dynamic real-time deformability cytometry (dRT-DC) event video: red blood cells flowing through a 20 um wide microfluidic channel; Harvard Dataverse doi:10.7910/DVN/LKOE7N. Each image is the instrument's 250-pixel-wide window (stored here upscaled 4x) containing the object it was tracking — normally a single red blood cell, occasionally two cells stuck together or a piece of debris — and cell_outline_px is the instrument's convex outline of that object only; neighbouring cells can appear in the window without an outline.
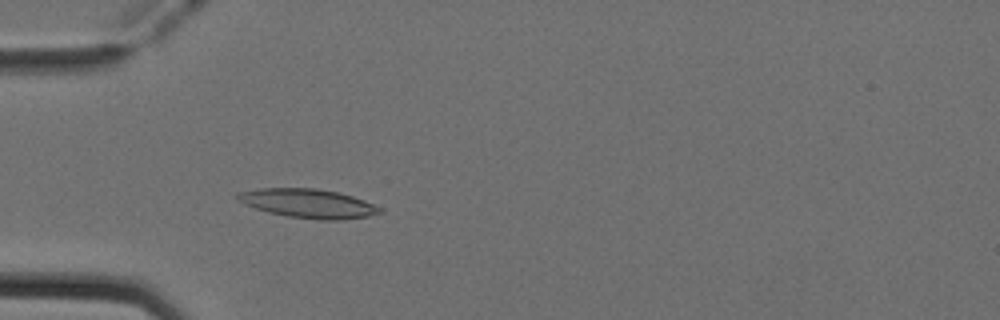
{"species": "Egyptian fruit bat (a non-hibernating species)", "species_latin": "Rousettus aegyptiacus", "temperature_condition": "cold", "stored_images_in_passage": 50, "camera_frame_rate_fps": 3000, "um_per_image_px": 0.085, "animal": {"sex": "female"}, "frame": {"image": 1, "passage_image": 14, "time_ms": 4.333, "image_size_px": [1000, 320], "cell_outline_px": [[384, 212], [368, 216], [340, 220], [320, 220], [288, 216], [268, 212], [244, 204], [236, 200], [232, 196], [236, 192], [260, 188], [316, 188], [336, 192], [352, 196], [364, 200], [384, 208]], "centroid_in_image_um": [26.17, 17.29], "position_along_channel_um": 58.8, "area_um2": 24.28}}
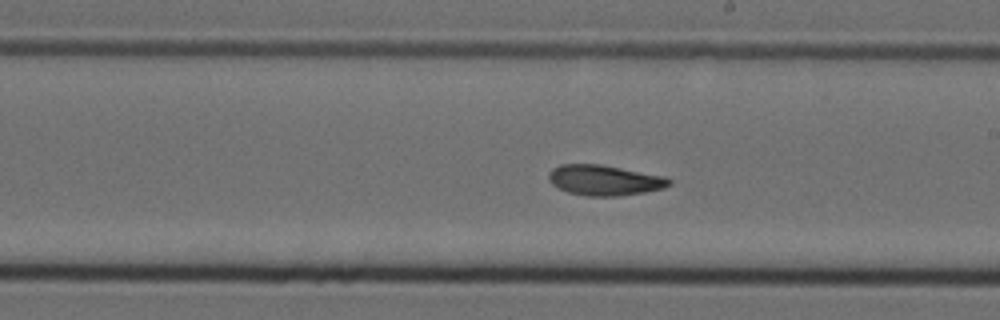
{"frame": {"image": 2, "passage_image": 28, "time_ms": 9.0, "image_size_px": [1000, 320], "cell_outline_px": [[672, 184], [664, 188], [644, 192], [616, 196], [588, 196], [568, 192], [552, 184], [548, 180], [548, 172], [552, 168], [560, 164], [600, 164], [664, 176], [672, 180]], "centroid_in_image_um": [51.37, 15.31], "position_along_channel_um": 237.6, "area_um2": 21.33}}
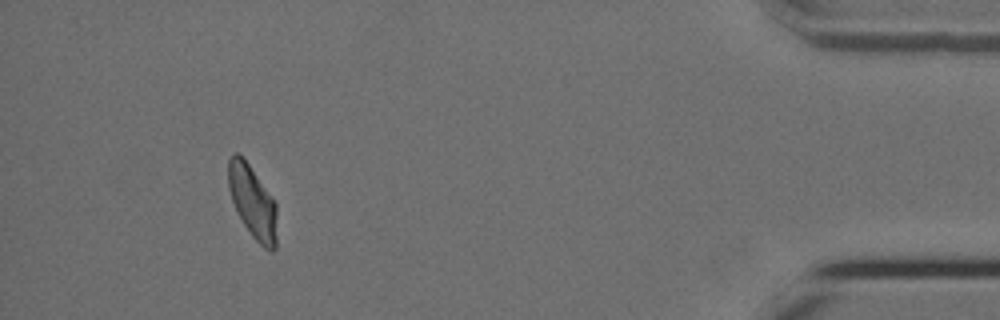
{"frame": {"image": 3, "passage_image": 46, "time_ms": 15.0, "image_size_px": [1000, 320], "cell_outline_px": [[276, 248], [272, 252], [264, 248], [252, 236], [244, 224], [232, 200], [228, 188], [228, 160], [232, 152], [236, 152], [248, 164], [276, 204]], "centroid_in_image_um": [21.46, 17.18], "position_along_channel_um": 413.7, "area_um2": 20.11}, "authors_computed_cell_mechanics": {"area_um2": 21.4438, "velocity_mm_per_s": 3.9392, "shape_relaxation_time_tau1_ms": 4.7987, "shape_relaxation_time_tau2_ms": 3.3507, "deformation_change_tau1": 0.1637, "deformation_change_tau2": 0.0969}}